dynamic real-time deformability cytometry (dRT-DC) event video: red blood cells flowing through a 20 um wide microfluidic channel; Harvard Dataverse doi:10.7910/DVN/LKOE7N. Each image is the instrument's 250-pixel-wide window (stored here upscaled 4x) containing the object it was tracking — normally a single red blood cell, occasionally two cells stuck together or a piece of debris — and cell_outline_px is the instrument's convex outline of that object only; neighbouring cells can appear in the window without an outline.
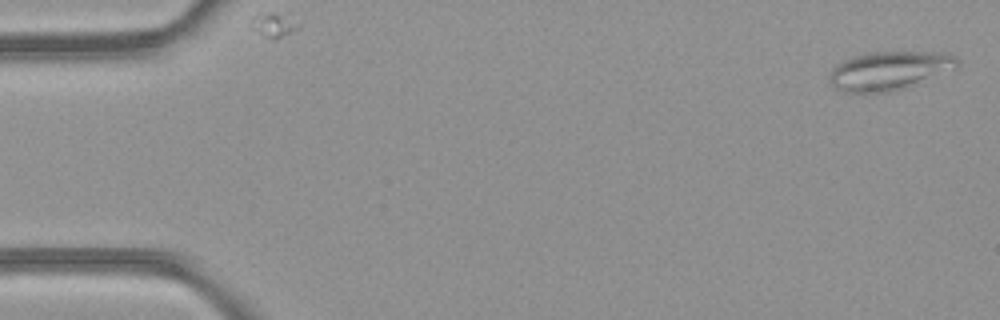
{"species": "common noctule bat (a hibernating species)", "species_latin": "Nyctalus noctula", "temperature_condition": "room temperature", "stored_images_in_passage": 4, "camera_frame_rate_fps": 3000, "um_per_image_px": 0.085, "animal": {"sex": "female", "body_mass_g": 21.9}, "frame": {"image": 1, "passage_image": 2, "time_ms": 0.333, "image_size_px": [1000, 320], "cell_outline_px": [[960, 64], [956, 68], [904, 88], [892, 92], [844, 92], [836, 88], [828, 80], [828, 76], [832, 68], [836, 64], [844, 60], [856, 56], [872, 52], [932, 52], [952, 56], [960, 60]], "centroid_in_image_um": [75.55, 6.01], "position_along_channel_um": 9.5, "area_um2": 28.44}}